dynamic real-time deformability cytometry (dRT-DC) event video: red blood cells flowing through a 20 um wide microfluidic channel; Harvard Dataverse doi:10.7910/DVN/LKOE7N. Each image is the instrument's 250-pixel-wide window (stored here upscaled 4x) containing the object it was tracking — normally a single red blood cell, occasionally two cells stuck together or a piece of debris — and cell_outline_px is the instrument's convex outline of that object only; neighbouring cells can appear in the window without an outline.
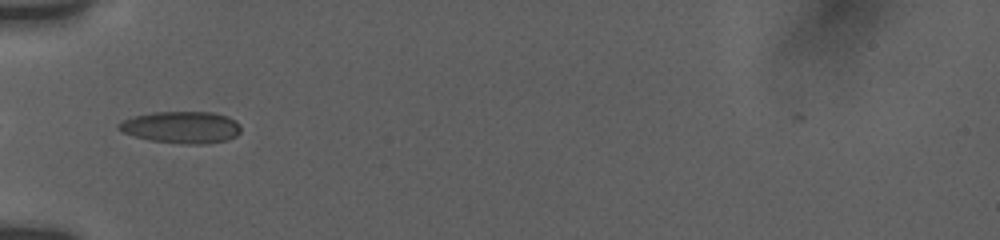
{"species": "human", "species_latin": "Homo sapiens", "temperature_condition": "room temperature", "stored_images_in_passage": 36, "camera_frame_rate_fps": 3000, "um_per_image_px": 0.085, "donor": {"sex": "female"}, "frame": {"image": 1, "passage_image": 1, "time_ms": 0.0, "image_size_px": [1000, 240], "cell_outline_px": [[240, 132], [236, 136], [228, 140], [204, 144], [188, 144], [152, 140], [120, 132], [116, 128], [116, 124], [124, 120], [136, 116], [152, 112], [212, 112], [228, 116], [236, 120], [240, 124]], "centroid_in_image_um": [15.45, 10.81], "position_along_channel_um": 69.6, "area_um2": 22.72}}
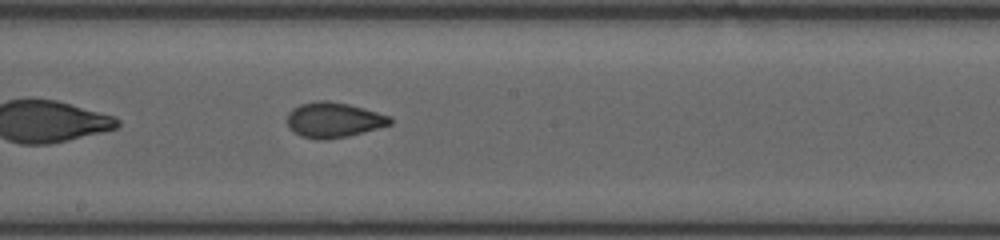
{"frame": {"image": 2, "passage_image": 13, "time_ms": 4.0, "image_size_px": [1000, 240], "cell_outline_px": [[392, 124], [364, 132], [348, 136], [324, 140], [316, 140], [300, 136], [288, 128], [288, 112], [292, 108], [300, 104], [316, 100], [328, 100], [348, 104], [364, 108], [392, 116]], "centroid_in_image_um": [28.35, 10.19], "position_along_channel_um": 219.8, "area_um2": 21.39}}
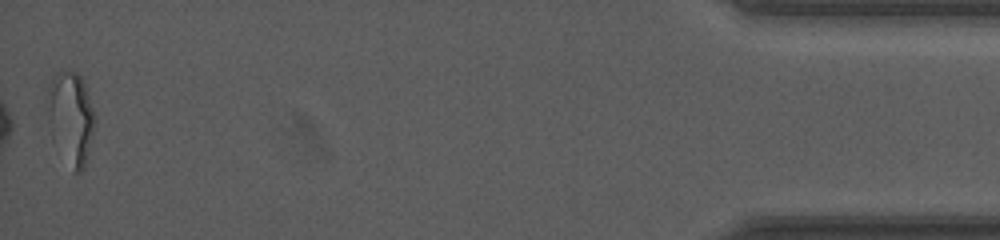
{"frame": {"image": 3, "passage_image": 36, "time_ms": 11.667, "image_size_px": [1000, 240], "cell_outline_px": [[96, 120], [84, 168], [80, 172], [76, 172], [48, 120], [48, 88], [52, 76], [56, 72], [76, 72], [80, 76], [84, 84], [96, 116]], "centroid_in_image_um": [6.07, 9.87], "position_along_channel_um": 429.1, "area_um2": 23.87}, "authors_computed_cell_mechanics": {"area_um2": 21.0681, "velocity_mm_per_s": 3.7877, "shape_relaxation_time_tau1_ms": null, "shape_relaxation_time_tau2_ms": 1.2047, "deformation_change_tau1": null, "deformation_change_tau2": 0.0596}}